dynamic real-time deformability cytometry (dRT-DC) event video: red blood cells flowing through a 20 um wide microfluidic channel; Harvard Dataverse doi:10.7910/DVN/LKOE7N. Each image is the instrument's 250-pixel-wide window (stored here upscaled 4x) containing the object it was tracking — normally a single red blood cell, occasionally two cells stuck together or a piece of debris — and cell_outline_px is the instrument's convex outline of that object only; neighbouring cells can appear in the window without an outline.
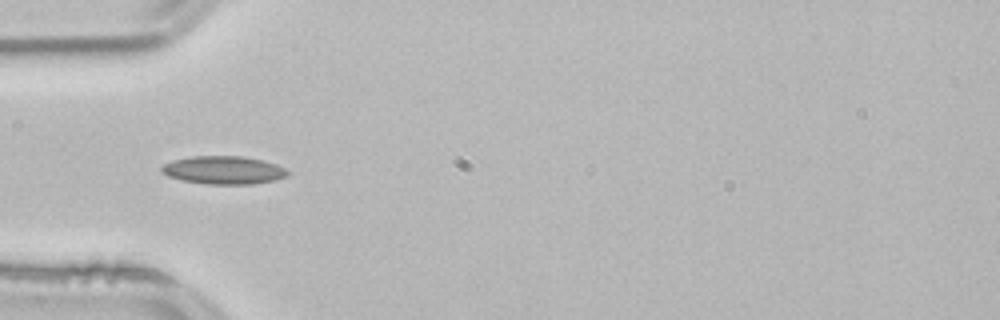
{"species": "common noctule bat (a hibernating species)", "species_latin": "Nyctalus noctula", "temperature_condition": "room temperature", "stored_images_in_passage": 24, "camera_frame_rate_fps": 3000, "um_per_image_px": 0.085, "animal": {"sex": "male", "body_mass_g": 21.5, "forearm_length_mm": 52.0}, "frame": {"image": 1, "passage_image": 4, "time_ms": 1.0, "image_size_px": [1000, 320], "cell_outline_px": [[288, 176], [272, 180], [252, 184], [208, 184], [184, 180], [168, 176], [160, 172], [160, 168], [164, 164], [172, 160], [192, 156], [244, 156], [264, 160], [276, 164], [284, 168], [288, 172]], "centroid_in_image_um": [18.99, 14.45], "position_along_channel_um": 66.0, "area_um2": 20.58}}